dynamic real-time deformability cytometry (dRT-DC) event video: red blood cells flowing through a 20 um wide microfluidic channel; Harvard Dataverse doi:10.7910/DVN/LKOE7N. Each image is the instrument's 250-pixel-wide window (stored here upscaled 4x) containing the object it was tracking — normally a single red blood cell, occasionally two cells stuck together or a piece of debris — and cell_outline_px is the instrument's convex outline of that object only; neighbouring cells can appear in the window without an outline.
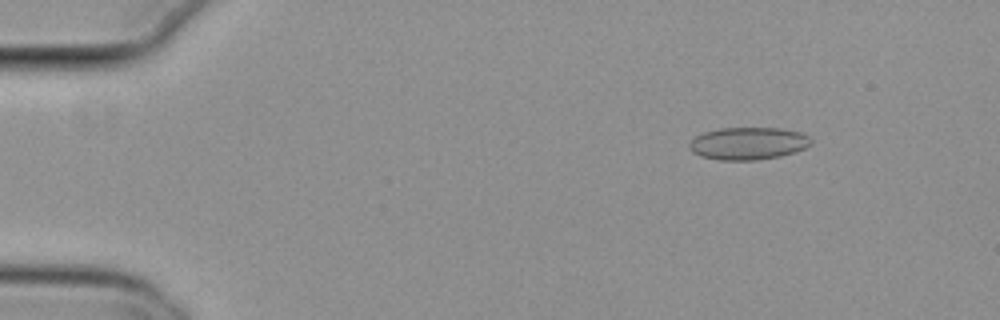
{"species": "common noctule bat (a hibernating species)", "species_latin": "Nyctalus noctula", "temperature_condition": "cold", "stored_images_in_passage": 55, "camera_frame_rate_fps": 3000, "um_per_image_px": 0.085, "animal": {"sex": "female", "body_mass_g": 29.2, "forearm_length_mm": 56.3}, "frame": {"image": 1, "passage_image": 8, "time_ms": 2.333, "image_size_px": [1000, 320], "cell_outline_px": [[812, 144], [796, 152], [780, 156], [756, 160], [720, 160], [700, 156], [692, 152], [688, 148], [688, 144], [696, 136], [704, 132], [720, 128], [780, 128], [800, 132], [808, 136], [812, 140]], "centroid_in_image_um": [63.59, 12.19], "position_along_channel_um": 21.4, "area_um2": 23.12}}
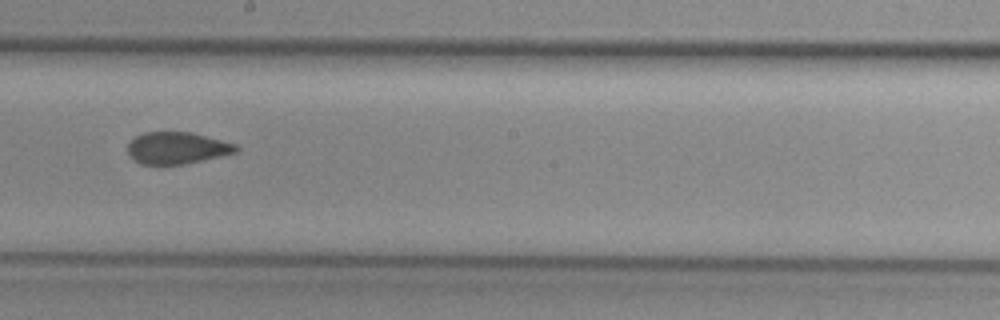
{"frame": {"image": 2, "passage_image": 32, "time_ms": 10.333, "image_size_px": [1000, 320], "cell_outline_px": [[240, 148], [236, 152], [220, 156], [184, 164], [140, 164], [128, 152], [128, 140], [144, 132], [192, 132], [236, 144]], "centroid_in_image_um": [15.04, 12.56], "position_along_channel_um": 233.2, "area_um2": 20.0}}
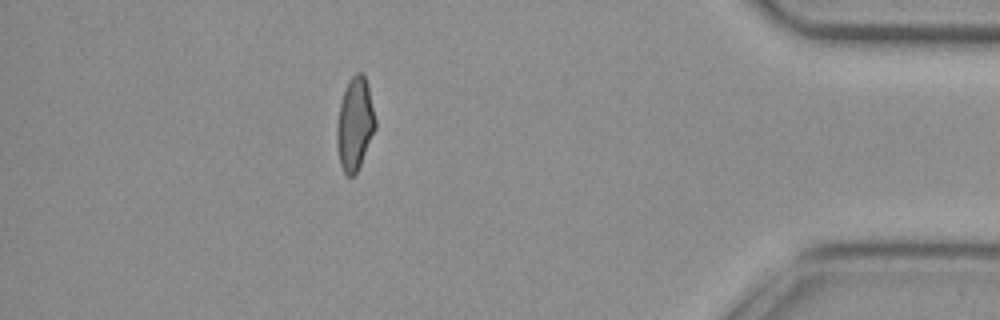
{"frame": {"image": 3, "passage_image": 49, "time_ms": 16.0, "image_size_px": [1000, 320], "cell_outline_px": [[376, 128], [360, 164], [356, 172], [352, 176], [348, 176], [344, 172], [340, 164], [336, 140], [336, 132], [340, 104], [348, 80], [356, 72], [360, 72], [364, 76], [368, 84], [376, 120]], "centroid_in_image_um": [30.17, 10.52], "position_along_channel_um": 405.0, "area_um2": 20.58}, "authors_computed_cell_mechanics": {"area_um2": 21.4438, "velocity_mm_per_s": 3.8237, "shape_relaxation_time_tau1_ms": null, "shape_relaxation_time_tau2_ms": 1.6549, "deformation_change_tau1": null, "deformation_change_tau2": 0.0632}}